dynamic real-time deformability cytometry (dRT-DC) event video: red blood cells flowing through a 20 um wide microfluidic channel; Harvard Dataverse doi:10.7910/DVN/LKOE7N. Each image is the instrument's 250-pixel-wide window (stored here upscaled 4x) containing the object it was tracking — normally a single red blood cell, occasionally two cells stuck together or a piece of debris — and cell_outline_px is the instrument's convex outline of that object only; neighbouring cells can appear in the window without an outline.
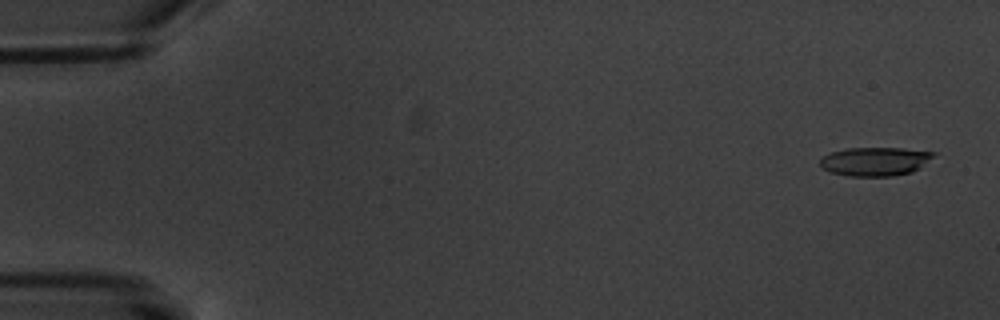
{"species": "common noctule bat (a hibernating species)", "species_latin": "Nyctalus noctula", "temperature_condition": "warm", "stored_images_in_passage": 7, "camera_frame_rate_fps": 3000, "um_per_image_px": 0.085, "animal": {"sex": "male", "body_mass_g": 20.1, "forearm_length_mm": 53.5}, "frame": {"image": 1, "passage_image": 1, "time_ms": 0.0, "image_size_px": [1000, 320], "cell_outline_px": [[936, 152], [920, 168], [912, 172], [892, 176], [848, 176], [832, 172], [820, 168], [820, 156], [832, 152], [848, 148], [904, 148]], "centroid_in_image_um": [74.34, 13.72], "position_along_channel_um": 10.7, "area_um2": 19.02}}